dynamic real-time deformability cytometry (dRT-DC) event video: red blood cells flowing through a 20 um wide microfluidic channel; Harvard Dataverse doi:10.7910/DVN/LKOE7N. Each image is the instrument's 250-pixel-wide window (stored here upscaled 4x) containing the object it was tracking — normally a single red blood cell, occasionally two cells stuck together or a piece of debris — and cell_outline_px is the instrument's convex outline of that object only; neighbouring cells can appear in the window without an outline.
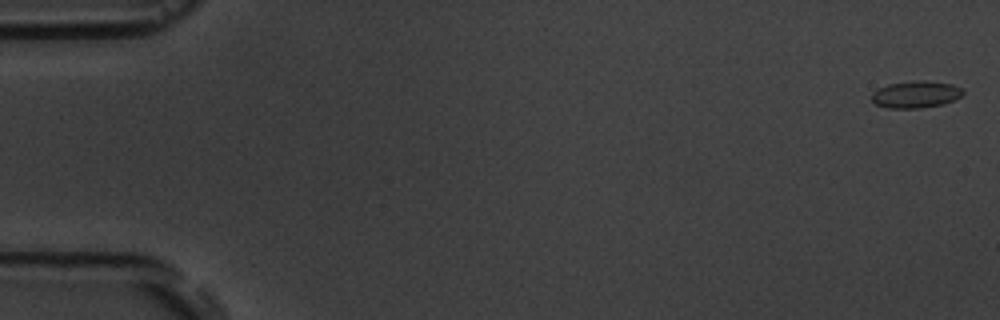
{"species": "common noctule bat (a hibernating species)", "species_latin": "Nyctalus noctula", "temperature_condition": "room temperature", "stored_images_in_passage": 4, "camera_frame_rate_fps": 3000, "um_per_image_px": 0.085, "animal": {"sex": "male", "body_mass_g": 19.5, "forearm_length_mm": 54.6}, "frame": {"image": 1, "passage_image": 1, "time_ms": 0.0, "image_size_px": [1000, 320], "cell_outline_px": [[964, 92], [960, 96], [944, 104], [920, 108], [888, 108], [876, 104], [872, 100], [872, 92], [888, 84], [920, 80], [924, 80], [952, 84], [960, 88]], "centroid_in_image_um": [77.83, 8.03], "position_along_channel_um": 7.2, "area_um2": 14.16}}